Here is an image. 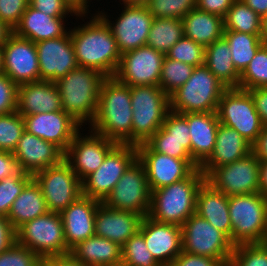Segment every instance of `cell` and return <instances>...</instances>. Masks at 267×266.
I'll use <instances>...</instances> for the list:
<instances>
[{"label":"cell","mask_w":267,"mask_h":266,"mask_svg":"<svg viewBox=\"0 0 267 266\" xmlns=\"http://www.w3.org/2000/svg\"><path fill=\"white\" fill-rule=\"evenodd\" d=\"M132 117L131 87L106 77L100 87L96 117L87 128L118 144H132Z\"/></svg>","instance_id":"cell-2"},{"label":"cell","mask_w":267,"mask_h":266,"mask_svg":"<svg viewBox=\"0 0 267 266\" xmlns=\"http://www.w3.org/2000/svg\"><path fill=\"white\" fill-rule=\"evenodd\" d=\"M121 266H161L147 249L143 235L138 231L121 247Z\"/></svg>","instance_id":"cell-40"},{"label":"cell","mask_w":267,"mask_h":266,"mask_svg":"<svg viewBox=\"0 0 267 266\" xmlns=\"http://www.w3.org/2000/svg\"><path fill=\"white\" fill-rule=\"evenodd\" d=\"M78 15L76 19H89L69 28L78 66L94 69L105 77H114L121 60L110 26L99 14ZM86 17V18H85ZM81 18V19H80Z\"/></svg>","instance_id":"cell-1"},{"label":"cell","mask_w":267,"mask_h":266,"mask_svg":"<svg viewBox=\"0 0 267 266\" xmlns=\"http://www.w3.org/2000/svg\"><path fill=\"white\" fill-rule=\"evenodd\" d=\"M170 266H225L220 260L182 251Z\"/></svg>","instance_id":"cell-52"},{"label":"cell","mask_w":267,"mask_h":266,"mask_svg":"<svg viewBox=\"0 0 267 266\" xmlns=\"http://www.w3.org/2000/svg\"><path fill=\"white\" fill-rule=\"evenodd\" d=\"M166 56L170 59L198 67L205 63V47L183 35L172 46Z\"/></svg>","instance_id":"cell-46"},{"label":"cell","mask_w":267,"mask_h":266,"mask_svg":"<svg viewBox=\"0 0 267 266\" xmlns=\"http://www.w3.org/2000/svg\"><path fill=\"white\" fill-rule=\"evenodd\" d=\"M154 18L182 20L196 7V0H141Z\"/></svg>","instance_id":"cell-42"},{"label":"cell","mask_w":267,"mask_h":266,"mask_svg":"<svg viewBox=\"0 0 267 266\" xmlns=\"http://www.w3.org/2000/svg\"><path fill=\"white\" fill-rule=\"evenodd\" d=\"M100 72L78 66L55 84L60 93L62 110L81 126L89 125L96 117L102 81Z\"/></svg>","instance_id":"cell-3"},{"label":"cell","mask_w":267,"mask_h":266,"mask_svg":"<svg viewBox=\"0 0 267 266\" xmlns=\"http://www.w3.org/2000/svg\"><path fill=\"white\" fill-rule=\"evenodd\" d=\"M137 158L144 166L151 192L185 179L199 168L192 159L154 152L146 143L137 145Z\"/></svg>","instance_id":"cell-18"},{"label":"cell","mask_w":267,"mask_h":266,"mask_svg":"<svg viewBox=\"0 0 267 266\" xmlns=\"http://www.w3.org/2000/svg\"><path fill=\"white\" fill-rule=\"evenodd\" d=\"M100 203L81 195L60 213L66 246L69 250L95 235V214Z\"/></svg>","instance_id":"cell-24"},{"label":"cell","mask_w":267,"mask_h":266,"mask_svg":"<svg viewBox=\"0 0 267 266\" xmlns=\"http://www.w3.org/2000/svg\"><path fill=\"white\" fill-rule=\"evenodd\" d=\"M248 7L261 18L267 15V0H242Z\"/></svg>","instance_id":"cell-60"},{"label":"cell","mask_w":267,"mask_h":266,"mask_svg":"<svg viewBox=\"0 0 267 266\" xmlns=\"http://www.w3.org/2000/svg\"><path fill=\"white\" fill-rule=\"evenodd\" d=\"M247 91L253 98L262 125L267 126V87L252 88Z\"/></svg>","instance_id":"cell-55"},{"label":"cell","mask_w":267,"mask_h":266,"mask_svg":"<svg viewBox=\"0 0 267 266\" xmlns=\"http://www.w3.org/2000/svg\"><path fill=\"white\" fill-rule=\"evenodd\" d=\"M136 159V145L117 144L107 154L101 166L82 181V195L103 203Z\"/></svg>","instance_id":"cell-13"},{"label":"cell","mask_w":267,"mask_h":266,"mask_svg":"<svg viewBox=\"0 0 267 266\" xmlns=\"http://www.w3.org/2000/svg\"><path fill=\"white\" fill-rule=\"evenodd\" d=\"M182 21L184 36L204 47L223 37L224 22L223 18L218 15L195 7Z\"/></svg>","instance_id":"cell-33"},{"label":"cell","mask_w":267,"mask_h":266,"mask_svg":"<svg viewBox=\"0 0 267 266\" xmlns=\"http://www.w3.org/2000/svg\"><path fill=\"white\" fill-rule=\"evenodd\" d=\"M165 54L149 47L141 46L121 54L115 78L124 85L159 86Z\"/></svg>","instance_id":"cell-17"},{"label":"cell","mask_w":267,"mask_h":266,"mask_svg":"<svg viewBox=\"0 0 267 266\" xmlns=\"http://www.w3.org/2000/svg\"><path fill=\"white\" fill-rule=\"evenodd\" d=\"M183 251L207 256L229 265L234 245L221 231L198 214H192L181 226Z\"/></svg>","instance_id":"cell-10"},{"label":"cell","mask_w":267,"mask_h":266,"mask_svg":"<svg viewBox=\"0 0 267 266\" xmlns=\"http://www.w3.org/2000/svg\"><path fill=\"white\" fill-rule=\"evenodd\" d=\"M18 85L0 74V115L17 111Z\"/></svg>","instance_id":"cell-49"},{"label":"cell","mask_w":267,"mask_h":266,"mask_svg":"<svg viewBox=\"0 0 267 266\" xmlns=\"http://www.w3.org/2000/svg\"><path fill=\"white\" fill-rule=\"evenodd\" d=\"M162 127L166 130V139L191 141L186 114L168 111Z\"/></svg>","instance_id":"cell-48"},{"label":"cell","mask_w":267,"mask_h":266,"mask_svg":"<svg viewBox=\"0 0 267 266\" xmlns=\"http://www.w3.org/2000/svg\"><path fill=\"white\" fill-rule=\"evenodd\" d=\"M103 203L112 209L131 211L142 217L148 215L151 190L144 166L138 158L128 167Z\"/></svg>","instance_id":"cell-14"},{"label":"cell","mask_w":267,"mask_h":266,"mask_svg":"<svg viewBox=\"0 0 267 266\" xmlns=\"http://www.w3.org/2000/svg\"><path fill=\"white\" fill-rule=\"evenodd\" d=\"M4 74L17 85L40 81L37 48L34 42L15 35L3 45Z\"/></svg>","instance_id":"cell-19"},{"label":"cell","mask_w":267,"mask_h":266,"mask_svg":"<svg viewBox=\"0 0 267 266\" xmlns=\"http://www.w3.org/2000/svg\"><path fill=\"white\" fill-rule=\"evenodd\" d=\"M28 133L54 143L64 153L68 150L75 134L82 126L69 114L61 111L23 116Z\"/></svg>","instance_id":"cell-21"},{"label":"cell","mask_w":267,"mask_h":266,"mask_svg":"<svg viewBox=\"0 0 267 266\" xmlns=\"http://www.w3.org/2000/svg\"><path fill=\"white\" fill-rule=\"evenodd\" d=\"M231 242L241 244L267 242V198L260 192L228 197Z\"/></svg>","instance_id":"cell-5"},{"label":"cell","mask_w":267,"mask_h":266,"mask_svg":"<svg viewBox=\"0 0 267 266\" xmlns=\"http://www.w3.org/2000/svg\"><path fill=\"white\" fill-rule=\"evenodd\" d=\"M31 179L32 175L19 170L17 173L7 176L0 181L1 216H8L12 203Z\"/></svg>","instance_id":"cell-44"},{"label":"cell","mask_w":267,"mask_h":266,"mask_svg":"<svg viewBox=\"0 0 267 266\" xmlns=\"http://www.w3.org/2000/svg\"><path fill=\"white\" fill-rule=\"evenodd\" d=\"M17 160L11 152L0 151V181L19 171Z\"/></svg>","instance_id":"cell-56"},{"label":"cell","mask_w":267,"mask_h":266,"mask_svg":"<svg viewBox=\"0 0 267 266\" xmlns=\"http://www.w3.org/2000/svg\"><path fill=\"white\" fill-rule=\"evenodd\" d=\"M61 110V97L55 82L40 80L18 85L17 112L20 115Z\"/></svg>","instance_id":"cell-26"},{"label":"cell","mask_w":267,"mask_h":266,"mask_svg":"<svg viewBox=\"0 0 267 266\" xmlns=\"http://www.w3.org/2000/svg\"><path fill=\"white\" fill-rule=\"evenodd\" d=\"M228 266H267V242L234 246Z\"/></svg>","instance_id":"cell-45"},{"label":"cell","mask_w":267,"mask_h":266,"mask_svg":"<svg viewBox=\"0 0 267 266\" xmlns=\"http://www.w3.org/2000/svg\"><path fill=\"white\" fill-rule=\"evenodd\" d=\"M12 154L17 160L19 169L32 176L50 166L59 164L65 155L54 143L45 141L26 130Z\"/></svg>","instance_id":"cell-23"},{"label":"cell","mask_w":267,"mask_h":266,"mask_svg":"<svg viewBox=\"0 0 267 266\" xmlns=\"http://www.w3.org/2000/svg\"><path fill=\"white\" fill-rule=\"evenodd\" d=\"M16 242V229L7 217L0 215V253L11 248Z\"/></svg>","instance_id":"cell-54"},{"label":"cell","mask_w":267,"mask_h":266,"mask_svg":"<svg viewBox=\"0 0 267 266\" xmlns=\"http://www.w3.org/2000/svg\"><path fill=\"white\" fill-rule=\"evenodd\" d=\"M77 15H88L92 0H64Z\"/></svg>","instance_id":"cell-59"},{"label":"cell","mask_w":267,"mask_h":266,"mask_svg":"<svg viewBox=\"0 0 267 266\" xmlns=\"http://www.w3.org/2000/svg\"><path fill=\"white\" fill-rule=\"evenodd\" d=\"M43 260L29 248L17 242L0 253V266H40Z\"/></svg>","instance_id":"cell-47"},{"label":"cell","mask_w":267,"mask_h":266,"mask_svg":"<svg viewBox=\"0 0 267 266\" xmlns=\"http://www.w3.org/2000/svg\"><path fill=\"white\" fill-rule=\"evenodd\" d=\"M235 0H196V8L224 18Z\"/></svg>","instance_id":"cell-53"},{"label":"cell","mask_w":267,"mask_h":266,"mask_svg":"<svg viewBox=\"0 0 267 266\" xmlns=\"http://www.w3.org/2000/svg\"><path fill=\"white\" fill-rule=\"evenodd\" d=\"M139 232L145 239L147 249L161 266H170L183 251L181 226L162 223L143 217Z\"/></svg>","instance_id":"cell-22"},{"label":"cell","mask_w":267,"mask_h":266,"mask_svg":"<svg viewBox=\"0 0 267 266\" xmlns=\"http://www.w3.org/2000/svg\"><path fill=\"white\" fill-rule=\"evenodd\" d=\"M261 39L267 45V15L262 17L261 21Z\"/></svg>","instance_id":"cell-63"},{"label":"cell","mask_w":267,"mask_h":266,"mask_svg":"<svg viewBox=\"0 0 267 266\" xmlns=\"http://www.w3.org/2000/svg\"><path fill=\"white\" fill-rule=\"evenodd\" d=\"M24 131V118L17 111L0 115V151L13 153Z\"/></svg>","instance_id":"cell-41"},{"label":"cell","mask_w":267,"mask_h":266,"mask_svg":"<svg viewBox=\"0 0 267 266\" xmlns=\"http://www.w3.org/2000/svg\"><path fill=\"white\" fill-rule=\"evenodd\" d=\"M70 254L85 266H121V246L96 235L78 243Z\"/></svg>","instance_id":"cell-31"},{"label":"cell","mask_w":267,"mask_h":266,"mask_svg":"<svg viewBox=\"0 0 267 266\" xmlns=\"http://www.w3.org/2000/svg\"><path fill=\"white\" fill-rule=\"evenodd\" d=\"M227 89L205 65L195 67L190 78L169 96V110L181 114L216 112Z\"/></svg>","instance_id":"cell-6"},{"label":"cell","mask_w":267,"mask_h":266,"mask_svg":"<svg viewBox=\"0 0 267 266\" xmlns=\"http://www.w3.org/2000/svg\"><path fill=\"white\" fill-rule=\"evenodd\" d=\"M196 214L223 232L231 241L232 225L229 215L228 196L216 190L206 180L197 192Z\"/></svg>","instance_id":"cell-30"},{"label":"cell","mask_w":267,"mask_h":266,"mask_svg":"<svg viewBox=\"0 0 267 266\" xmlns=\"http://www.w3.org/2000/svg\"><path fill=\"white\" fill-rule=\"evenodd\" d=\"M38 53L40 80L56 82L78 67L70 31L56 39L35 43Z\"/></svg>","instance_id":"cell-20"},{"label":"cell","mask_w":267,"mask_h":266,"mask_svg":"<svg viewBox=\"0 0 267 266\" xmlns=\"http://www.w3.org/2000/svg\"><path fill=\"white\" fill-rule=\"evenodd\" d=\"M69 17H51L30 6L23 13L13 33L34 43L64 36L70 27H66ZM68 28V29H67Z\"/></svg>","instance_id":"cell-29"},{"label":"cell","mask_w":267,"mask_h":266,"mask_svg":"<svg viewBox=\"0 0 267 266\" xmlns=\"http://www.w3.org/2000/svg\"><path fill=\"white\" fill-rule=\"evenodd\" d=\"M252 153L259 162L267 161V126H263L261 133L252 144Z\"/></svg>","instance_id":"cell-57"},{"label":"cell","mask_w":267,"mask_h":266,"mask_svg":"<svg viewBox=\"0 0 267 266\" xmlns=\"http://www.w3.org/2000/svg\"><path fill=\"white\" fill-rule=\"evenodd\" d=\"M146 144L154 151L177 159L191 158V141L166 139V130L161 127Z\"/></svg>","instance_id":"cell-43"},{"label":"cell","mask_w":267,"mask_h":266,"mask_svg":"<svg viewBox=\"0 0 267 266\" xmlns=\"http://www.w3.org/2000/svg\"><path fill=\"white\" fill-rule=\"evenodd\" d=\"M216 112L221 124L235 129L251 145L261 133L263 125L253 98L246 90L228 88L222 94Z\"/></svg>","instance_id":"cell-11"},{"label":"cell","mask_w":267,"mask_h":266,"mask_svg":"<svg viewBox=\"0 0 267 266\" xmlns=\"http://www.w3.org/2000/svg\"><path fill=\"white\" fill-rule=\"evenodd\" d=\"M13 34V29L0 20V46H3Z\"/></svg>","instance_id":"cell-62"},{"label":"cell","mask_w":267,"mask_h":266,"mask_svg":"<svg viewBox=\"0 0 267 266\" xmlns=\"http://www.w3.org/2000/svg\"><path fill=\"white\" fill-rule=\"evenodd\" d=\"M84 128L82 127L75 134L64 155V159L70 164L72 170L81 181L96 171L107 154L118 144L92 131L90 128L87 133L83 134L87 127L84 126Z\"/></svg>","instance_id":"cell-16"},{"label":"cell","mask_w":267,"mask_h":266,"mask_svg":"<svg viewBox=\"0 0 267 266\" xmlns=\"http://www.w3.org/2000/svg\"><path fill=\"white\" fill-rule=\"evenodd\" d=\"M206 181L226 196L259 192L260 162L251 152L247 156L215 168Z\"/></svg>","instance_id":"cell-15"},{"label":"cell","mask_w":267,"mask_h":266,"mask_svg":"<svg viewBox=\"0 0 267 266\" xmlns=\"http://www.w3.org/2000/svg\"><path fill=\"white\" fill-rule=\"evenodd\" d=\"M49 212L39 185L32 178L12 203L8 220L17 230L24 223Z\"/></svg>","instance_id":"cell-32"},{"label":"cell","mask_w":267,"mask_h":266,"mask_svg":"<svg viewBox=\"0 0 267 266\" xmlns=\"http://www.w3.org/2000/svg\"><path fill=\"white\" fill-rule=\"evenodd\" d=\"M252 152V145L235 129L219 123L211 156L199 167L205 177L215 168L233 163Z\"/></svg>","instance_id":"cell-27"},{"label":"cell","mask_w":267,"mask_h":266,"mask_svg":"<svg viewBox=\"0 0 267 266\" xmlns=\"http://www.w3.org/2000/svg\"><path fill=\"white\" fill-rule=\"evenodd\" d=\"M45 266H85L77 261L70 253L44 259L42 262Z\"/></svg>","instance_id":"cell-58"},{"label":"cell","mask_w":267,"mask_h":266,"mask_svg":"<svg viewBox=\"0 0 267 266\" xmlns=\"http://www.w3.org/2000/svg\"><path fill=\"white\" fill-rule=\"evenodd\" d=\"M183 35L182 20L176 18H154L146 45L166 55Z\"/></svg>","instance_id":"cell-36"},{"label":"cell","mask_w":267,"mask_h":266,"mask_svg":"<svg viewBox=\"0 0 267 266\" xmlns=\"http://www.w3.org/2000/svg\"><path fill=\"white\" fill-rule=\"evenodd\" d=\"M0 74H4L3 46H0Z\"/></svg>","instance_id":"cell-64"},{"label":"cell","mask_w":267,"mask_h":266,"mask_svg":"<svg viewBox=\"0 0 267 266\" xmlns=\"http://www.w3.org/2000/svg\"><path fill=\"white\" fill-rule=\"evenodd\" d=\"M223 37L229 44L233 65L240 74L251 62L257 50L264 44L261 34L224 30Z\"/></svg>","instance_id":"cell-35"},{"label":"cell","mask_w":267,"mask_h":266,"mask_svg":"<svg viewBox=\"0 0 267 266\" xmlns=\"http://www.w3.org/2000/svg\"><path fill=\"white\" fill-rule=\"evenodd\" d=\"M194 68L192 65L165 56L159 80L160 88L170 96L190 78Z\"/></svg>","instance_id":"cell-38"},{"label":"cell","mask_w":267,"mask_h":266,"mask_svg":"<svg viewBox=\"0 0 267 266\" xmlns=\"http://www.w3.org/2000/svg\"><path fill=\"white\" fill-rule=\"evenodd\" d=\"M190 139L191 158L200 167L212 154L217 127L219 125L217 112L186 113Z\"/></svg>","instance_id":"cell-28"},{"label":"cell","mask_w":267,"mask_h":266,"mask_svg":"<svg viewBox=\"0 0 267 266\" xmlns=\"http://www.w3.org/2000/svg\"><path fill=\"white\" fill-rule=\"evenodd\" d=\"M231 57L229 44L222 37L205 47L204 65L227 88H238L240 73L234 67Z\"/></svg>","instance_id":"cell-34"},{"label":"cell","mask_w":267,"mask_h":266,"mask_svg":"<svg viewBox=\"0 0 267 266\" xmlns=\"http://www.w3.org/2000/svg\"><path fill=\"white\" fill-rule=\"evenodd\" d=\"M16 236L19 245L29 248L42 260L70 253L60 213L48 212L24 223L16 230Z\"/></svg>","instance_id":"cell-9"},{"label":"cell","mask_w":267,"mask_h":266,"mask_svg":"<svg viewBox=\"0 0 267 266\" xmlns=\"http://www.w3.org/2000/svg\"><path fill=\"white\" fill-rule=\"evenodd\" d=\"M267 87V45L263 44L240 74L238 89Z\"/></svg>","instance_id":"cell-39"},{"label":"cell","mask_w":267,"mask_h":266,"mask_svg":"<svg viewBox=\"0 0 267 266\" xmlns=\"http://www.w3.org/2000/svg\"><path fill=\"white\" fill-rule=\"evenodd\" d=\"M29 6L51 17L78 16L64 0H29Z\"/></svg>","instance_id":"cell-51"},{"label":"cell","mask_w":267,"mask_h":266,"mask_svg":"<svg viewBox=\"0 0 267 266\" xmlns=\"http://www.w3.org/2000/svg\"><path fill=\"white\" fill-rule=\"evenodd\" d=\"M262 18L242 0H235L223 18L224 30L261 34Z\"/></svg>","instance_id":"cell-37"},{"label":"cell","mask_w":267,"mask_h":266,"mask_svg":"<svg viewBox=\"0 0 267 266\" xmlns=\"http://www.w3.org/2000/svg\"><path fill=\"white\" fill-rule=\"evenodd\" d=\"M259 192L267 198V161L260 162Z\"/></svg>","instance_id":"cell-61"},{"label":"cell","mask_w":267,"mask_h":266,"mask_svg":"<svg viewBox=\"0 0 267 266\" xmlns=\"http://www.w3.org/2000/svg\"><path fill=\"white\" fill-rule=\"evenodd\" d=\"M205 180L206 177L198 168L187 178L152 191L147 216L157 222L182 226L196 213L197 192Z\"/></svg>","instance_id":"cell-4"},{"label":"cell","mask_w":267,"mask_h":266,"mask_svg":"<svg viewBox=\"0 0 267 266\" xmlns=\"http://www.w3.org/2000/svg\"><path fill=\"white\" fill-rule=\"evenodd\" d=\"M28 6L29 0H0V20L14 30Z\"/></svg>","instance_id":"cell-50"},{"label":"cell","mask_w":267,"mask_h":266,"mask_svg":"<svg viewBox=\"0 0 267 266\" xmlns=\"http://www.w3.org/2000/svg\"><path fill=\"white\" fill-rule=\"evenodd\" d=\"M142 219L137 213L112 209L100 203L95 214V235L107 238L122 247L139 231Z\"/></svg>","instance_id":"cell-25"},{"label":"cell","mask_w":267,"mask_h":266,"mask_svg":"<svg viewBox=\"0 0 267 266\" xmlns=\"http://www.w3.org/2000/svg\"><path fill=\"white\" fill-rule=\"evenodd\" d=\"M32 178L39 185L49 212L61 213L82 195V181L65 159Z\"/></svg>","instance_id":"cell-12"},{"label":"cell","mask_w":267,"mask_h":266,"mask_svg":"<svg viewBox=\"0 0 267 266\" xmlns=\"http://www.w3.org/2000/svg\"><path fill=\"white\" fill-rule=\"evenodd\" d=\"M132 145L146 143L161 127L169 111V96L160 86L131 87Z\"/></svg>","instance_id":"cell-7"},{"label":"cell","mask_w":267,"mask_h":266,"mask_svg":"<svg viewBox=\"0 0 267 266\" xmlns=\"http://www.w3.org/2000/svg\"><path fill=\"white\" fill-rule=\"evenodd\" d=\"M118 3L123 6L117 19L113 15L110 17L103 8L100 11L99 7L95 14H99L110 26L119 52L124 54L146 45L154 17L141 0H119Z\"/></svg>","instance_id":"cell-8"}]
</instances>
